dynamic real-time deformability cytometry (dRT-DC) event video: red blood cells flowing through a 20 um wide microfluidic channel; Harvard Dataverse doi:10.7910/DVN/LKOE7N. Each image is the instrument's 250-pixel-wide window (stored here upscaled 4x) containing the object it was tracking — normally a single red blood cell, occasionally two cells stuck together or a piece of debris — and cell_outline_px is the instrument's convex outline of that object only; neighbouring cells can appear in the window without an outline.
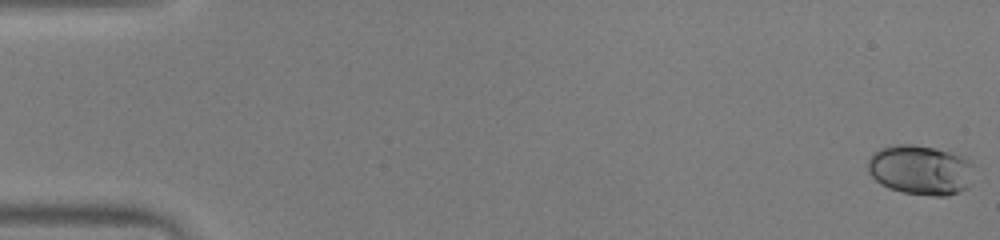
{"species": "human", "species_latin": "Homo sapiens", "temperature_condition": "warm", "stored_images_in_passage": 53, "camera_frame_rate_fps": 3000, "um_per_image_px": 0.085, "donor": {"sex": "male"}, "frame": {"image": 1, "passage_image": 1, "time_ms": 0.0, "image_size_px": [1000, 240], "cell_outline_px": [[972, 164], [968, 188], [960, 192], [948, 196], [932, 196], [904, 192], [888, 188], [880, 184], [868, 172], [868, 160], [872, 152], [880, 148], [896, 144], [912, 144], [936, 148], [960, 156]], "centroid_in_image_um": [78.19, 14.45], "position_along_channel_um": 6.8, "area_um2": 30.69}}
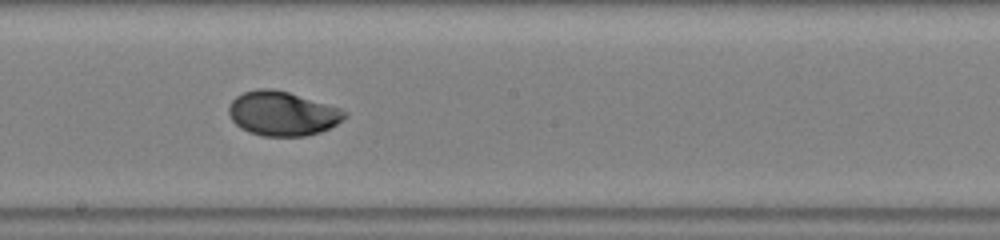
{"frame": {"image": 2, "passage_image": 30, "time_ms": 9.667, "image_size_px": [1000, 240], "cell_outline_px": [[348, 116], [344, 120], [320, 132], [304, 136], [264, 136], [248, 132], [240, 128], [232, 120], [228, 112], [228, 108], [232, 100], [236, 96], [244, 92], [256, 88], [272, 88], [288, 92], [340, 108], [348, 112]], "centroid_in_image_um": [24.0, 9.65], "position_along_channel_um": 224.2, "area_um2": 30.0}}
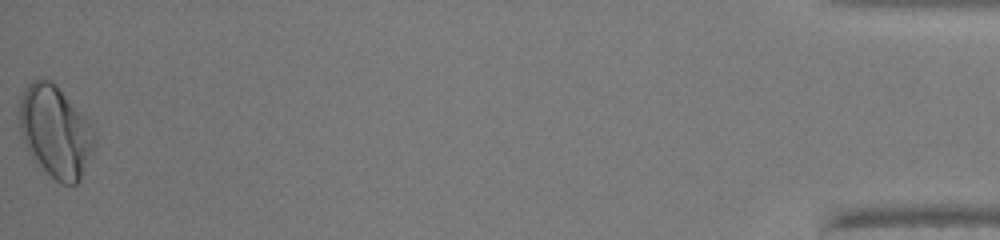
{"frame": {"image": 3, "passage_image": 53, "time_ms": 17.333, "image_size_px": [1000, 240], "cell_outline_px": [[96, 144], [80, 180], [76, 184], [60, 184], [32, 160], [24, 144], [20, 132], [16, 116], [20, 100], [24, 88], [32, 80], [40, 76], [44, 76], [52, 80], [56, 84], [84, 116], [92, 128], [96, 136]], "centroid_in_image_um": [4.66, 11.16], "position_along_channel_um": 430.5, "area_um2": 41.04}, "authors_computed_cell_mechanics": {"area_um2": 29.4202, "velocity_mm_per_s": 3.9701, "shape_relaxation_time_tau1_ms": 3.7419, "shape_relaxation_time_tau2_ms": null, "deformation_change_tau1": 0.1606, "deformation_change_tau2": null}}